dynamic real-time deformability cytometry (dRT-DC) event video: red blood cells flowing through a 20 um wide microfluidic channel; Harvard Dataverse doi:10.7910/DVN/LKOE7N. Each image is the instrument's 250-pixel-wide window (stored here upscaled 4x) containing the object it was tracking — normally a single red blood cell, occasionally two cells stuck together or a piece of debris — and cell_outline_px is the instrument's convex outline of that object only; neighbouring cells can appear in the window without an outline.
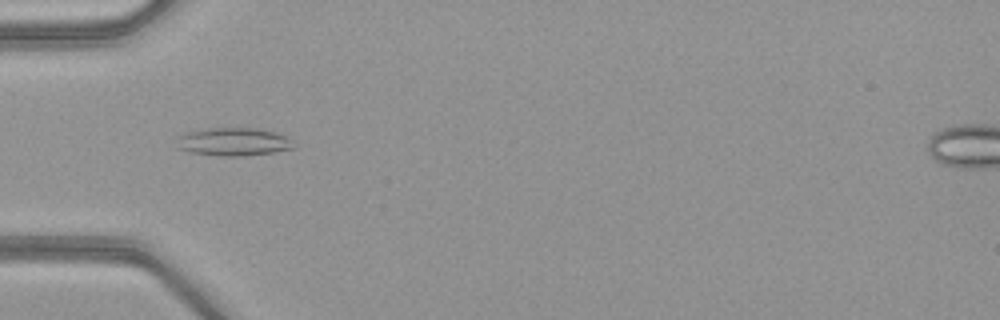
{"species": "common noctule bat (a hibernating species)", "species_latin": "Nyctalus noctula", "temperature_condition": "warm", "stored_images_in_passage": 44, "camera_frame_rate_fps": 3000, "um_per_image_px": 0.085, "animal": {"sex": "female", "body_mass_g": 21.9}, "frame": {"image": 1, "passage_image": 10, "time_ms": 3.0, "image_size_px": [1000, 320], "cell_outline_px": [[296, 144], [292, 148], [272, 152], [240, 156], [216, 156], [188, 152], [176, 148], [176, 136], [184, 132], [208, 128], [256, 128], [276, 132], [284, 136]], "centroid_in_image_um": [19.74, 12.05], "position_along_channel_um": 65.3, "area_um2": 19.36}}
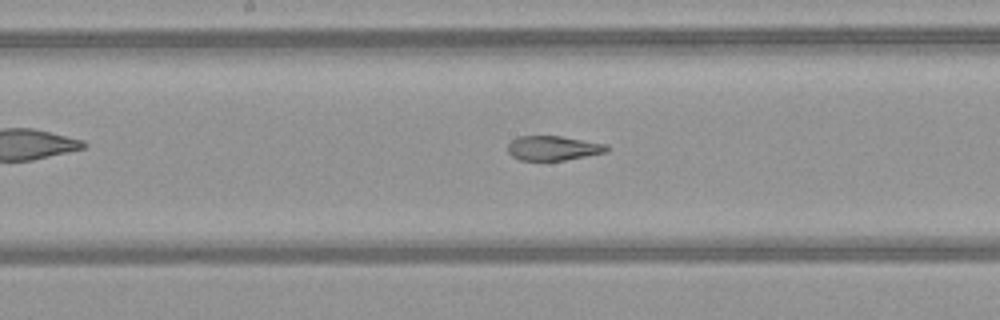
{"frame": {"image": 2, "passage_image": 20, "time_ms": 6.333, "image_size_px": [1000, 320], "cell_outline_px": [[608, 152], [564, 160], [520, 160], [512, 156], [508, 152], [508, 144], [512, 140], [520, 136], [560, 136], [608, 144]], "centroid_in_image_um": [47.04, 12.59], "position_along_channel_um": 201.2, "area_um2": 14.1}}
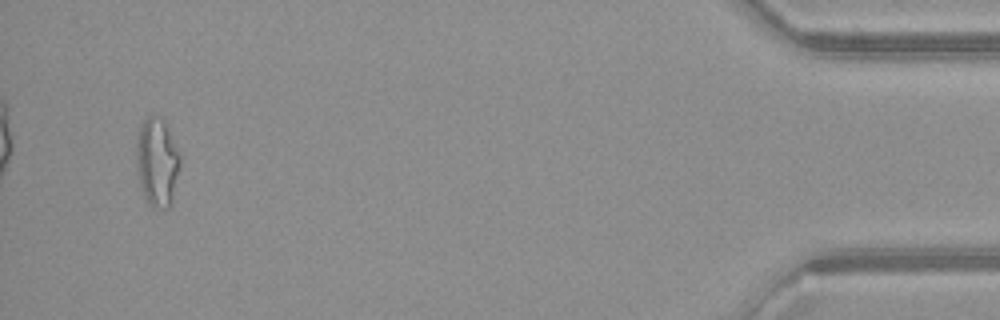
{"frame": {"image": 3, "passage_image": 42, "time_ms": 13.667, "image_size_px": [1000, 320], "cell_outline_px": [[180, 164], [172, 204], [168, 208], [152, 208], [148, 204], [144, 196], [140, 184], [136, 168], [136, 140], [140, 128], [144, 120], [148, 116], [160, 116], [164, 120], [168, 128], [180, 156]], "centroid_in_image_um": [13.35, 13.81], "position_along_channel_um": 421.9, "area_um2": 22.72}, "authors_computed_cell_mechanics": {"area_um2": 16.9065, "velocity_mm_per_s": 4.0809, "shape_relaxation_time_tau1_ms": null, "shape_relaxation_time_tau2_ms": 1.6789, "deformation_change_tau1": null, "deformation_change_tau2": 0.0959}}